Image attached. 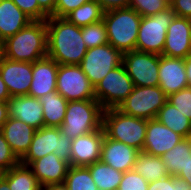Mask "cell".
<instances>
[{
	"mask_svg": "<svg viewBox=\"0 0 191 190\" xmlns=\"http://www.w3.org/2000/svg\"><path fill=\"white\" fill-rule=\"evenodd\" d=\"M47 27V56L59 65H80L87 47L82 39V27L64 17L49 16Z\"/></svg>",
	"mask_w": 191,
	"mask_h": 190,
	"instance_id": "obj_1",
	"label": "cell"
},
{
	"mask_svg": "<svg viewBox=\"0 0 191 190\" xmlns=\"http://www.w3.org/2000/svg\"><path fill=\"white\" fill-rule=\"evenodd\" d=\"M1 55L13 61L35 62L47 56L46 20H33L0 44Z\"/></svg>",
	"mask_w": 191,
	"mask_h": 190,
	"instance_id": "obj_2",
	"label": "cell"
},
{
	"mask_svg": "<svg viewBox=\"0 0 191 190\" xmlns=\"http://www.w3.org/2000/svg\"><path fill=\"white\" fill-rule=\"evenodd\" d=\"M109 44L122 53L136 50L141 16L132 8H120L103 14Z\"/></svg>",
	"mask_w": 191,
	"mask_h": 190,
	"instance_id": "obj_3",
	"label": "cell"
},
{
	"mask_svg": "<svg viewBox=\"0 0 191 190\" xmlns=\"http://www.w3.org/2000/svg\"><path fill=\"white\" fill-rule=\"evenodd\" d=\"M104 108L96 99L68 101L60 131L73 140L102 128Z\"/></svg>",
	"mask_w": 191,
	"mask_h": 190,
	"instance_id": "obj_4",
	"label": "cell"
},
{
	"mask_svg": "<svg viewBox=\"0 0 191 190\" xmlns=\"http://www.w3.org/2000/svg\"><path fill=\"white\" fill-rule=\"evenodd\" d=\"M105 135L115 141L142 151L146 136L147 120L129 116L117 108L106 109L103 112Z\"/></svg>",
	"mask_w": 191,
	"mask_h": 190,
	"instance_id": "obj_5",
	"label": "cell"
},
{
	"mask_svg": "<svg viewBox=\"0 0 191 190\" xmlns=\"http://www.w3.org/2000/svg\"><path fill=\"white\" fill-rule=\"evenodd\" d=\"M72 140L58 127L44 126L35 131L29 150L20 159V163L29 166L33 161L53 153L70 165Z\"/></svg>",
	"mask_w": 191,
	"mask_h": 190,
	"instance_id": "obj_6",
	"label": "cell"
},
{
	"mask_svg": "<svg viewBox=\"0 0 191 190\" xmlns=\"http://www.w3.org/2000/svg\"><path fill=\"white\" fill-rule=\"evenodd\" d=\"M168 96L159 86H135L117 108L122 113L145 120L156 119Z\"/></svg>",
	"mask_w": 191,
	"mask_h": 190,
	"instance_id": "obj_7",
	"label": "cell"
},
{
	"mask_svg": "<svg viewBox=\"0 0 191 190\" xmlns=\"http://www.w3.org/2000/svg\"><path fill=\"white\" fill-rule=\"evenodd\" d=\"M175 14L169 7L152 16L141 17L136 50L162 55L166 41L167 28Z\"/></svg>",
	"mask_w": 191,
	"mask_h": 190,
	"instance_id": "obj_8",
	"label": "cell"
},
{
	"mask_svg": "<svg viewBox=\"0 0 191 190\" xmlns=\"http://www.w3.org/2000/svg\"><path fill=\"white\" fill-rule=\"evenodd\" d=\"M134 83L121 64L112 69L95 87L94 96L106 109L118 108L134 89Z\"/></svg>",
	"mask_w": 191,
	"mask_h": 190,
	"instance_id": "obj_9",
	"label": "cell"
},
{
	"mask_svg": "<svg viewBox=\"0 0 191 190\" xmlns=\"http://www.w3.org/2000/svg\"><path fill=\"white\" fill-rule=\"evenodd\" d=\"M123 62V53L107 43L87 50L80 66L95 87L112 69Z\"/></svg>",
	"mask_w": 191,
	"mask_h": 190,
	"instance_id": "obj_10",
	"label": "cell"
},
{
	"mask_svg": "<svg viewBox=\"0 0 191 190\" xmlns=\"http://www.w3.org/2000/svg\"><path fill=\"white\" fill-rule=\"evenodd\" d=\"M56 91L67 101L95 99L94 86L80 65H59Z\"/></svg>",
	"mask_w": 191,
	"mask_h": 190,
	"instance_id": "obj_11",
	"label": "cell"
},
{
	"mask_svg": "<svg viewBox=\"0 0 191 190\" xmlns=\"http://www.w3.org/2000/svg\"><path fill=\"white\" fill-rule=\"evenodd\" d=\"M134 86H159V55L138 50L123 53V62Z\"/></svg>",
	"mask_w": 191,
	"mask_h": 190,
	"instance_id": "obj_12",
	"label": "cell"
},
{
	"mask_svg": "<svg viewBox=\"0 0 191 190\" xmlns=\"http://www.w3.org/2000/svg\"><path fill=\"white\" fill-rule=\"evenodd\" d=\"M0 75L11 97L28 95L32 81V62L13 61L0 54Z\"/></svg>",
	"mask_w": 191,
	"mask_h": 190,
	"instance_id": "obj_13",
	"label": "cell"
},
{
	"mask_svg": "<svg viewBox=\"0 0 191 190\" xmlns=\"http://www.w3.org/2000/svg\"><path fill=\"white\" fill-rule=\"evenodd\" d=\"M105 136L103 127L72 140L70 166L87 167L101 158V146Z\"/></svg>",
	"mask_w": 191,
	"mask_h": 190,
	"instance_id": "obj_14",
	"label": "cell"
},
{
	"mask_svg": "<svg viewBox=\"0 0 191 190\" xmlns=\"http://www.w3.org/2000/svg\"><path fill=\"white\" fill-rule=\"evenodd\" d=\"M189 54H191V19L174 16L167 28L162 55L185 59Z\"/></svg>",
	"mask_w": 191,
	"mask_h": 190,
	"instance_id": "obj_15",
	"label": "cell"
},
{
	"mask_svg": "<svg viewBox=\"0 0 191 190\" xmlns=\"http://www.w3.org/2000/svg\"><path fill=\"white\" fill-rule=\"evenodd\" d=\"M183 137L157 119L147 120L143 152L161 157L178 144Z\"/></svg>",
	"mask_w": 191,
	"mask_h": 190,
	"instance_id": "obj_16",
	"label": "cell"
},
{
	"mask_svg": "<svg viewBox=\"0 0 191 190\" xmlns=\"http://www.w3.org/2000/svg\"><path fill=\"white\" fill-rule=\"evenodd\" d=\"M159 87L169 96L186 87L185 59L159 55Z\"/></svg>",
	"mask_w": 191,
	"mask_h": 190,
	"instance_id": "obj_17",
	"label": "cell"
},
{
	"mask_svg": "<svg viewBox=\"0 0 191 190\" xmlns=\"http://www.w3.org/2000/svg\"><path fill=\"white\" fill-rule=\"evenodd\" d=\"M58 66L59 64L48 56L33 62V77L28 95L41 98L48 93L56 92Z\"/></svg>",
	"mask_w": 191,
	"mask_h": 190,
	"instance_id": "obj_18",
	"label": "cell"
},
{
	"mask_svg": "<svg viewBox=\"0 0 191 190\" xmlns=\"http://www.w3.org/2000/svg\"><path fill=\"white\" fill-rule=\"evenodd\" d=\"M140 151L125 143L104 136L100 160L114 169L125 173L131 171Z\"/></svg>",
	"mask_w": 191,
	"mask_h": 190,
	"instance_id": "obj_19",
	"label": "cell"
},
{
	"mask_svg": "<svg viewBox=\"0 0 191 190\" xmlns=\"http://www.w3.org/2000/svg\"><path fill=\"white\" fill-rule=\"evenodd\" d=\"M8 111L9 117L17 118L36 130L45 126L39 98L29 95L11 97L8 100Z\"/></svg>",
	"mask_w": 191,
	"mask_h": 190,
	"instance_id": "obj_20",
	"label": "cell"
},
{
	"mask_svg": "<svg viewBox=\"0 0 191 190\" xmlns=\"http://www.w3.org/2000/svg\"><path fill=\"white\" fill-rule=\"evenodd\" d=\"M69 163L53 153L33 161L29 167L42 187L65 182Z\"/></svg>",
	"mask_w": 191,
	"mask_h": 190,
	"instance_id": "obj_21",
	"label": "cell"
},
{
	"mask_svg": "<svg viewBox=\"0 0 191 190\" xmlns=\"http://www.w3.org/2000/svg\"><path fill=\"white\" fill-rule=\"evenodd\" d=\"M1 131L12 151L21 159L29 150L36 129L17 118L8 117Z\"/></svg>",
	"mask_w": 191,
	"mask_h": 190,
	"instance_id": "obj_22",
	"label": "cell"
},
{
	"mask_svg": "<svg viewBox=\"0 0 191 190\" xmlns=\"http://www.w3.org/2000/svg\"><path fill=\"white\" fill-rule=\"evenodd\" d=\"M33 21L12 0H0V44Z\"/></svg>",
	"mask_w": 191,
	"mask_h": 190,
	"instance_id": "obj_23",
	"label": "cell"
},
{
	"mask_svg": "<svg viewBox=\"0 0 191 190\" xmlns=\"http://www.w3.org/2000/svg\"><path fill=\"white\" fill-rule=\"evenodd\" d=\"M44 124L47 127H60L63 123L68 101L57 91L42 96Z\"/></svg>",
	"mask_w": 191,
	"mask_h": 190,
	"instance_id": "obj_24",
	"label": "cell"
},
{
	"mask_svg": "<svg viewBox=\"0 0 191 190\" xmlns=\"http://www.w3.org/2000/svg\"><path fill=\"white\" fill-rule=\"evenodd\" d=\"M132 170L144 177L148 183L163 179L169 175L161 157L143 151L138 153Z\"/></svg>",
	"mask_w": 191,
	"mask_h": 190,
	"instance_id": "obj_25",
	"label": "cell"
},
{
	"mask_svg": "<svg viewBox=\"0 0 191 190\" xmlns=\"http://www.w3.org/2000/svg\"><path fill=\"white\" fill-rule=\"evenodd\" d=\"M156 119L183 138L191 137V121L168 101L159 110Z\"/></svg>",
	"mask_w": 191,
	"mask_h": 190,
	"instance_id": "obj_26",
	"label": "cell"
},
{
	"mask_svg": "<svg viewBox=\"0 0 191 190\" xmlns=\"http://www.w3.org/2000/svg\"><path fill=\"white\" fill-rule=\"evenodd\" d=\"M191 137L183 138L171 150L161 156L169 175L178 176L190 157Z\"/></svg>",
	"mask_w": 191,
	"mask_h": 190,
	"instance_id": "obj_27",
	"label": "cell"
},
{
	"mask_svg": "<svg viewBox=\"0 0 191 190\" xmlns=\"http://www.w3.org/2000/svg\"><path fill=\"white\" fill-rule=\"evenodd\" d=\"M87 167L98 190H116L119 188L123 172L114 169L101 160Z\"/></svg>",
	"mask_w": 191,
	"mask_h": 190,
	"instance_id": "obj_28",
	"label": "cell"
},
{
	"mask_svg": "<svg viewBox=\"0 0 191 190\" xmlns=\"http://www.w3.org/2000/svg\"><path fill=\"white\" fill-rule=\"evenodd\" d=\"M4 179L8 182L10 190H42L31 168L22 163L7 170Z\"/></svg>",
	"mask_w": 191,
	"mask_h": 190,
	"instance_id": "obj_29",
	"label": "cell"
},
{
	"mask_svg": "<svg viewBox=\"0 0 191 190\" xmlns=\"http://www.w3.org/2000/svg\"><path fill=\"white\" fill-rule=\"evenodd\" d=\"M104 11L100 4L91 0L72 10L64 18L78 27H84L103 19Z\"/></svg>",
	"mask_w": 191,
	"mask_h": 190,
	"instance_id": "obj_30",
	"label": "cell"
},
{
	"mask_svg": "<svg viewBox=\"0 0 191 190\" xmlns=\"http://www.w3.org/2000/svg\"><path fill=\"white\" fill-rule=\"evenodd\" d=\"M69 190H98L88 167L69 166L65 178Z\"/></svg>",
	"mask_w": 191,
	"mask_h": 190,
	"instance_id": "obj_31",
	"label": "cell"
},
{
	"mask_svg": "<svg viewBox=\"0 0 191 190\" xmlns=\"http://www.w3.org/2000/svg\"><path fill=\"white\" fill-rule=\"evenodd\" d=\"M82 39L87 49L109 43L103 20L82 27Z\"/></svg>",
	"mask_w": 191,
	"mask_h": 190,
	"instance_id": "obj_32",
	"label": "cell"
},
{
	"mask_svg": "<svg viewBox=\"0 0 191 190\" xmlns=\"http://www.w3.org/2000/svg\"><path fill=\"white\" fill-rule=\"evenodd\" d=\"M129 8L134 9L141 17L152 16L170 7L169 0H130Z\"/></svg>",
	"mask_w": 191,
	"mask_h": 190,
	"instance_id": "obj_33",
	"label": "cell"
},
{
	"mask_svg": "<svg viewBox=\"0 0 191 190\" xmlns=\"http://www.w3.org/2000/svg\"><path fill=\"white\" fill-rule=\"evenodd\" d=\"M167 101L191 121V87L170 94Z\"/></svg>",
	"mask_w": 191,
	"mask_h": 190,
	"instance_id": "obj_34",
	"label": "cell"
},
{
	"mask_svg": "<svg viewBox=\"0 0 191 190\" xmlns=\"http://www.w3.org/2000/svg\"><path fill=\"white\" fill-rule=\"evenodd\" d=\"M147 190H191V186L177 176L168 175L163 179L150 182Z\"/></svg>",
	"mask_w": 191,
	"mask_h": 190,
	"instance_id": "obj_35",
	"label": "cell"
},
{
	"mask_svg": "<svg viewBox=\"0 0 191 190\" xmlns=\"http://www.w3.org/2000/svg\"><path fill=\"white\" fill-rule=\"evenodd\" d=\"M148 182L133 170L123 173L118 190H147Z\"/></svg>",
	"mask_w": 191,
	"mask_h": 190,
	"instance_id": "obj_36",
	"label": "cell"
},
{
	"mask_svg": "<svg viewBox=\"0 0 191 190\" xmlns=\"http://www.w3.org/2000/svg\"><path fill=\"white\" fill-rule=\"evenodd\" d=\"M20 163V159L12 151L0 129V166L9 170Z\"/></svg>",
	"mask_w": 191,
	"mask_h": 190,
	"instance_id": "obj_37",
	"label": "cell"
},
{
	"mask_svg": "<svg viewBox=\"0 0 191 190\" xmlns=\"http://www.w3.org/2000/svg\"><path fill=\"white\" fill-rule=\"evenodd\" d=\"M32 20H46L49 16L39 7L38 0H12Z\"/></svg>",
	"mask_w": 191,
	"mask_h": 190,
	"instance_id": "obj_38",
	"label": "cell"
},
{
	"mask_svg": "<svg viewBox=\"0 0 191 190\" xmlns=\"http://www.w3.org/2000/svg\"><path fill=\"white\" fill-rule=\"evenodd\" d=\"M91 0H56L53 17H65L72 10Z\"/></svg>",
	"mask_w": 191,
	"mask_h": 190,
	"instance_id": "obj_39",
	"label": "cell"
},
{
	"mask_svg": "<svg viewBox=\"0 0 191 190\" xmlns=\"http://www.w3.org/2000/svg\"><path fill=\"white\" fill-rule=\"evenodd\" d=\"M170 8L175 16L191 19V0H171Z\"/></svg>",
	"mask_w": 191,
	"mask_h": 190,
	"instance_id": "obj_40",
	"label": "cell"
},
{
	"mask_svg": "<svg viewBox=\"0 0 191 190\" xmlns=\"http://www.w3.org/2000/svg\"><path fill=\"white\" fill-rule=\"evenodd\" d=\"M104 12L113 9L128 8L130 0H95Z\"/></svg>",
	"mask_w": 191,
	"mask_h": 190,
	"instance_id": "obj_41",
	"label": "cell"
},
{
	"mask_svg": "<svg viewBox=\"0 0 191 190\" xmlns=\"http://www.w3.org/2000/svg\"><path fill=\"white\" fill-rule=\"evenodd\" d=\"M39 7L48 15L51 16L55 11L56 0H38Z\"/></svg>",
	"mask_w": 191,
	"mask_h": 190,
	"instance_id": "obj_42",
	"label": "cell"
},
{
	"mask_svg": "<svg viewBox=\"0 0 191 190\" xmlns=\"http://www.w3.org/2000/svg\"><path fill=\"white\" fill-rule=\"evenodd\" d=\"M177 177L185 180L191 186V151L190 157L188 159V162L186 163L185 168L182 169V171Z\"/></svg>",
	"mask_w": 191,
	"mask_h": 190,
	"instance_id": "obj_43",
	"label": "cell"
},
{
	"mask_svg": "<svg viewBox=\"0 0 191 190\" xmlns=\"http://www.w3.org/2000/svg\"><path fill=\"white\" fill-rule=\"evenodd\" d=\"M9 111H8V102L0 101V129L4 123L8 120Z\"/></svg>",
	"mask_w": 191,
	"mask_h": 190,
	"instance_id": "obj_44",
	"label": "cell"
},
{
	"mask_svg": "<svg viewBox=\"0 0 191 190\" xmlns=\"http://www.w3.org/2000/svg\"><path fill=\"white\" fill-rule=\"evenodd\" d=\"M10 98H11L10 93L6 87L5 82L3 81L0 75V101L8 102Z\"/></svg>",
	"mask_w": 191,
	"mask_h": 190,
	"instance_id": "obj_45",
	"label": "cell"
},
{
	"mask_svg": "<svg viewBox=\"0 0 191 190\" xmlns=\"http://www.w3.org/2000/svg\"><path fill=\"white\" fill-rule=\"evenodd\" d=\"M185 69L188 81V87H191V54L185 58Z\"/></svg>",
	"mask_w": 191,
	"mask_h": 190,
	"instance_id": "obj_46",
	"label": "cell"
},
{
	"mask_svg": "<svg viewBox=\"0 0 191 190\" xmlns=\"http://www.w3.org/2000/svg\"><path fill=\"white\" fill-rule=\"evenodd\" d=\"M42 190H69V189L65 185V183H63V184H51V185H47V186L42 187Z\"/></svg>",
	"mask_w": 191,
	"mask_h": 190,
	"instance_id": "obj_47",
	"label": "cell"
},
{
	"mask_svg": "<svg viewBox=\"0 0 191 190\" xmlns=\"http://www.w3.org/2000/svg\"><path fill=\"white\" fill-rule=\"evenodd\" d=\"M0 190H10L9 184L5 179L0 182Z\"/></svg>",
	"mask_w": 191,
	"mask_h": 190,
	"instance_id": "obj_48",
	"label": "cell"
},
{
	"mask_svg": "<svg viewBox=\"0 0 191 190\" xmlns=\"http://www.w3.org/2000/svg\"><path fill=\"white\" fill-rule=\"evenodd\" d=\"M6 171L4 167L0 166V182L5 178Z\"/></svg>",
	"mask_w": 191,
	"mask_h": 190,
	"instance_id": "obj_49",
	"label": "cell"
}]
</instances>
